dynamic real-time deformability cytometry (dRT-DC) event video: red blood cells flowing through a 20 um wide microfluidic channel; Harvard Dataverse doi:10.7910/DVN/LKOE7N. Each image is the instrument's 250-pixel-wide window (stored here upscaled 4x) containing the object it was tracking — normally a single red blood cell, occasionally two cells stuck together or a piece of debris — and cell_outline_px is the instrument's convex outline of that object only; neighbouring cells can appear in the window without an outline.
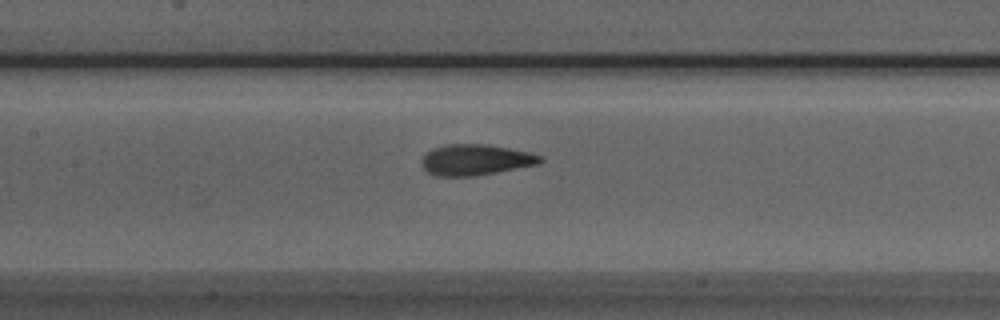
{"species": "Egyptian fruit bat (a non-hibernating species)", "species_latin": "Rousettus aegyptiacus", "temperature_condition": "room temperature", "stored_images_in_passage": 39, "camera_frame_rate_fps": 3000, "um_per_image_px": 0.085, "animal": {"sex": "male"}, "frame": {"image": 1, "passage_image": 11, "time_ms": 3.333, "image_size_px": [1000, 320], "cell_outline_px": [[544, 160], [536, 164], [476, 176], [436, 176], [428, 172], [424, 168], [420, 160], [432, 148], [448, 144], [488, 144], [528, 152], [540, 156]], "centroid_in_image_um": [40.38, 13.58], "position_along_channel_um": 167.0, "area_um2": 21.1}}
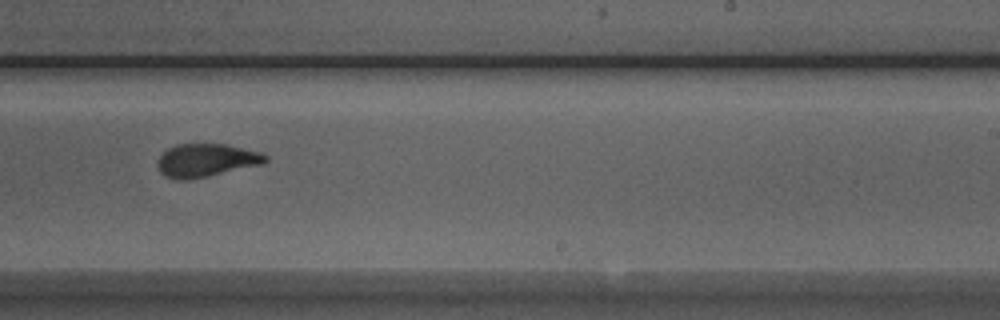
{"frame": {"image": 2, "passage_image": 19, "time_ms": 6.0, "image_size_px": [1000, 320], "cell_outline_px": [[268, 160], [264, 164], [208, 176], [188, 180], [176, 180], [164, 176], [160, 172], [156, 164], [160, 156], [168, 148], [176, 144], [228, 144], [260, 152], [268, 156]], "centroid_in_image_um": [17.53, 13.63], "position_along_channel_um": 271.5, "area_um2": 21.04}}
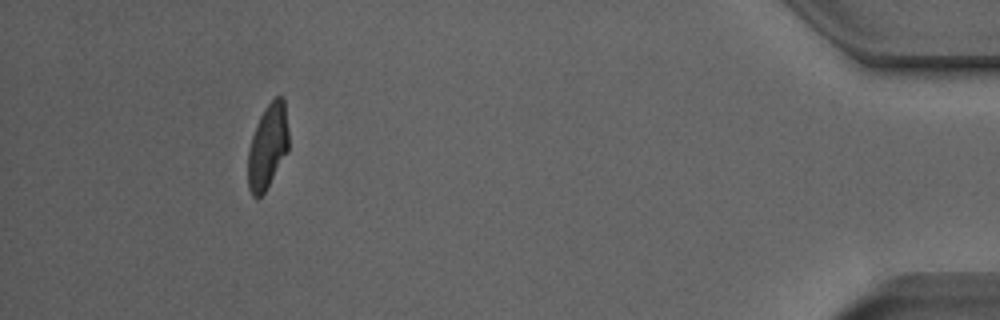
{"frame": {"image": 3, "passage_image": 35, "time_ms": 11.333, "image_size_px": [1000, 320], "cell_outline_px": [[288, 152], [264, 192], [260, 196], [252, 196], [248, 188], [248, 148], [256, 124], [264, 108], [276, 96], [284, 96], [288, 132]], "centroid_in_image_um": [22.75, 12.42], "position_along_channel_um": 412.4, "area_um2": 20.06}, "authors_computed_cell_mechanics": {"area_um2": 20.6924, "velocity_mm_per_s": 3.9206, "shape_relaxation_time_tau1_ms": 3.9034, "shape_relaxation_time_tau2_ms": 1.4594, "deformation_change_tau1": null, "deformation_change_tau2": 0.0494}}